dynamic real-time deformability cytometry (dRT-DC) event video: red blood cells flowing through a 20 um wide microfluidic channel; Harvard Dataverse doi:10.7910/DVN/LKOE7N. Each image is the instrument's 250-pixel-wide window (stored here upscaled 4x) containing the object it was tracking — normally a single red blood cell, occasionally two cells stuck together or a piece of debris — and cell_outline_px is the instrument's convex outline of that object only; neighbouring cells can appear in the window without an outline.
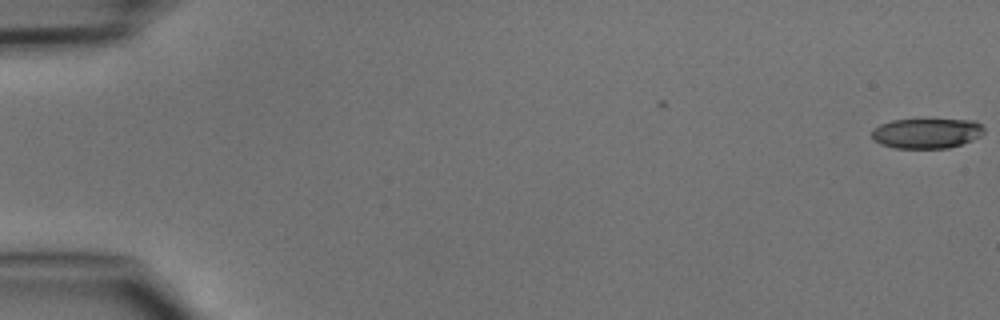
{"species": "common noctule bat (a hibernating species)", "species_latin": "Nyctalus noctula", "temperature_condition": "cold", "stored_images_in_passage": 2, "camera_frame_rate_fps": 3000, "um_per_image_px": 0.085, "animal": {"sex": "male", "body_mass_g": 15.6}, "frame": {"image": 1, "passage_image": 2, "time_ms": 0.333, "image_size_px": [1000, 320], "cell_outline_px": [[984, 132], [980, 136], [972, 140], [948, 148], [896, 148], [880, 144], [872, 140], [872, 128], [880, 124], [892, 120], [976, 120], [984, 128]], "centroid_in_image_um": [78.74, 11.33], "position_along_channel_um": 6.3, "area_um2": 19.65}}